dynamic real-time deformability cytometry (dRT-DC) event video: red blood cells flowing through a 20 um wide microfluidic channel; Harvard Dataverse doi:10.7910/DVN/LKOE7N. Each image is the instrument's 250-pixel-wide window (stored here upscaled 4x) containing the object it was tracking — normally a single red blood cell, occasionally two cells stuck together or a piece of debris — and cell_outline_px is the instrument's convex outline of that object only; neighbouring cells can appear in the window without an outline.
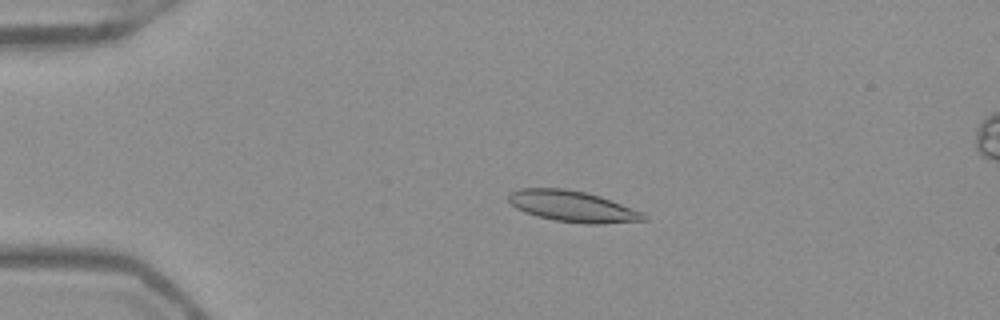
{"species": "Egyptian fruit bat (a non-hibernating species)", "species_latin": "Rousettus aegyptiacus", "temperature_condition": "warm", "stored_images_in_passage": 52, "camera_frame_rate_fps": 3000, "um_per_image_px": 0.085, "frame": {"image": 1, "passage_image": 12, "time_ms": 3.667, "image_size_px": [1000, 320], "cell_outline_px": [[648, 220], [600, 224], [588, 224], [556, 220], [536, 216], [524, 212], [516, 208], [508, 200], [508, 192], [520, 188], [564, 188], [588, 192], [600, 196], [644, 212], [648, 216]], "centroid_in_image_um": [48.68, 17.53], "position_along_channel_um": 36.3, "area_um2": 24.68}}
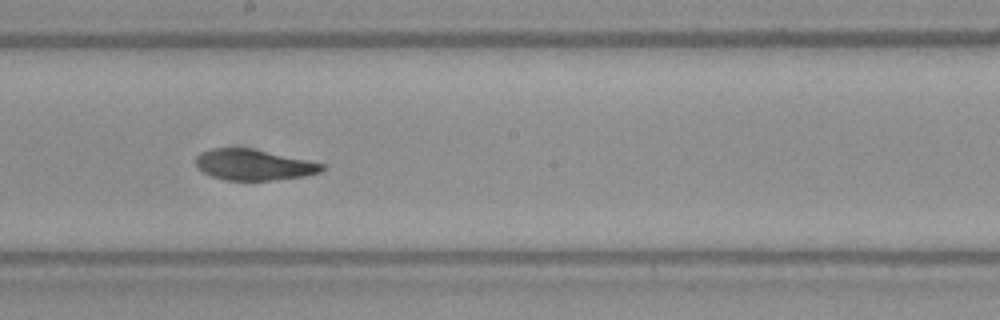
{"frame": {"image": 2, "passage_image": 30, "time_ms": 9.667, "image_size_px": [1000, 320], "cell_outline_px": [[324, 168], [320, 172], [304, 176], [276, 180], [228, 180], [212, 176], [196, 168], [196, 156], [200, 152], [212, 148], [252, 148], [308, 160], [324, 164]], "centroid_in_image_um": [21.55, 14.0], "position_along_channel_um": 226.7, "area_um2": 22.66}}
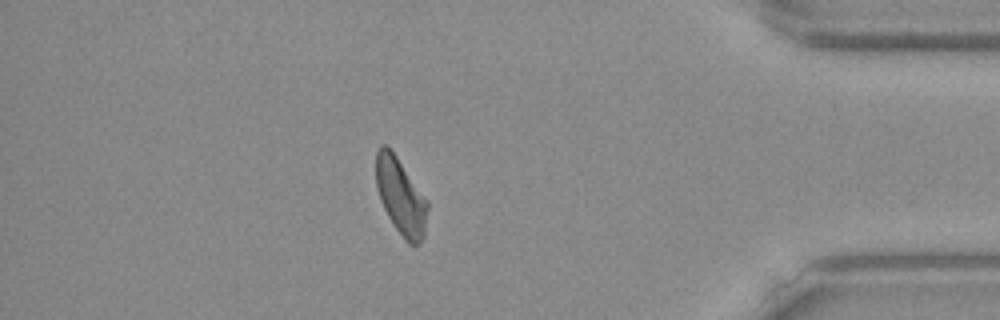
{"frame": {"image": 3, "passage_image": 46, "time_ms": 15.0, "image_size_px": [1000, 320], "cell_outline_px": [[428, 208], [424, 236], [416, 244], [408, 244], [404, 240], [388, 216], [380, 200], [376, 188], [376, 152], [380, 144], [388, 144], [428, 200]], "centroid_in_image_um": [34.05, 16.65], "position_along_channel_um": 401.1, "area_um2": 23.06}, "authors_computed_cell_mechanics": {"area_um2": 23.2645, "velocity_mm_per_s": 3.9251, "shape_relaxation_time_tau1_ms": 5.4992, "shape_relaxation_time_tau2_ms": 3.6157, "deformation_change_tau1": 0.1371, "deformation_change_tau2": 0.109}}